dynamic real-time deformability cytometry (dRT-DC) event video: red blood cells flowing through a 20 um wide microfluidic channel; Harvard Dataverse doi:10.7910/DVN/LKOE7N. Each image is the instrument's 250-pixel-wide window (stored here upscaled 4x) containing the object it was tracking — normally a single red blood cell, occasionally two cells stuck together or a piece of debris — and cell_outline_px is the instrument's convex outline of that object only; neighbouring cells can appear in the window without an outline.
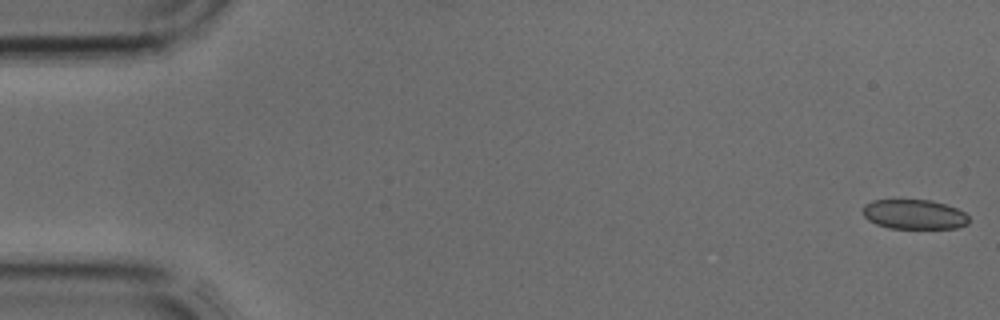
{"species": "common noctule bat (a hibernating species)", "species_latin": "Nyctalus noctula", "temperature_condition": "cold", "stored_images_in_passage": 4, "camera_frame_rate_fps": 3000, "um_per_image_px": 0.085, "animal": {"sex": "male", "body_mass_g": 17.9, "forearm_length_mm": 54.2}, "frame": {"image": 1, "passage_image": 1, "time_ms": 0.0, "image_size_px": [1000, 320], "cell_outline_px": [[968, 224], [956, 228], [888, 228], [876, 224], [868, 220], [864, 216], [864, 204], [872, 200], [932, 200], [956, 208], [964, 212], [968, 216]], "centroid_in_image_um": [77.7, 18.22], "position_along_channel_um": 7.3, "area_um2": 18.26}}
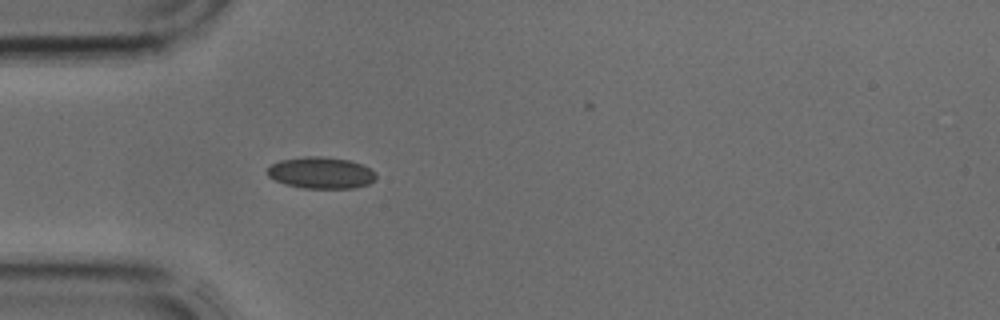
{"frame": {"image": 2, "passage_image": 4, "time_ms": 1.0, "image_size_px": [1000, 320], "cell_outline_px": [[376, 180], [368, 184], [352, 188], [304, 188], [284, 184], [268, 176], [268, 168], [272, 164], [280, 160], [304, 156], [324, 156], [348, 160], [360, 164], [376, 172]], "centroid_in_image_um": [27.29, 14.68], "position_along_channel_um": 57.7, "area_um2": 19.94}}